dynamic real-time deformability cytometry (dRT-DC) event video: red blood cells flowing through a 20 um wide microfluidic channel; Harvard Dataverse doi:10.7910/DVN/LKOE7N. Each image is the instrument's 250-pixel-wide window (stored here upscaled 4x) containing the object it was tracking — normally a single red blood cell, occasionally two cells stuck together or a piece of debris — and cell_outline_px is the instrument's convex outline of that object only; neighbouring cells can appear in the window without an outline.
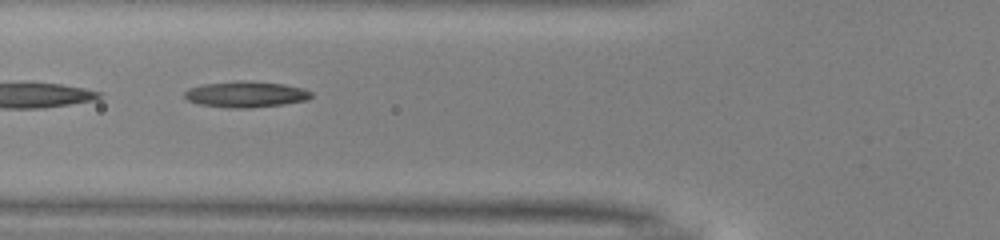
{"species": "common noctule bat (a hibernating species)", "species_latin": "Nyctalus noctula", "temperature_condition": "warm", "stored_images_in_passage": 32, "camera_frame_rate_fps": 3000, "um_per_image_px": 0.085, "animal": {"sex": "male", "body_mass_g": 13.0, "forearm_length_mm": 53.1}, "frame": {"image": 1, "passage_image": 5, "time_ms": 1.333, "image_size_px": [1000, 240], "cell_outline_px": [[312, 96], [308, 100], [284, 104], [248, 108], [228, 108], [200, 104], [188, 100], [184, 96], [184, 92], [188, 88], [204, 84], [240, 80], [248, 80], [284, 84], [304, 88], [312, 92]], "centroid_in_image_um": [20.92, 8.01], "position_along_channel_um": 104.9, "area_um2": 19.36}, "authors_computed_cell_mechanics": {"area_um2": 18.0336, "velocity_mm_per_s": 4.0329, "shape_relaxation_time_tau1_ms": 9.9994, "shape_relaxation_time_tau2_ms": 4.9641, "deformation_change_tau1": 0.2576, "deformation_change_tau2": 0.1608}}